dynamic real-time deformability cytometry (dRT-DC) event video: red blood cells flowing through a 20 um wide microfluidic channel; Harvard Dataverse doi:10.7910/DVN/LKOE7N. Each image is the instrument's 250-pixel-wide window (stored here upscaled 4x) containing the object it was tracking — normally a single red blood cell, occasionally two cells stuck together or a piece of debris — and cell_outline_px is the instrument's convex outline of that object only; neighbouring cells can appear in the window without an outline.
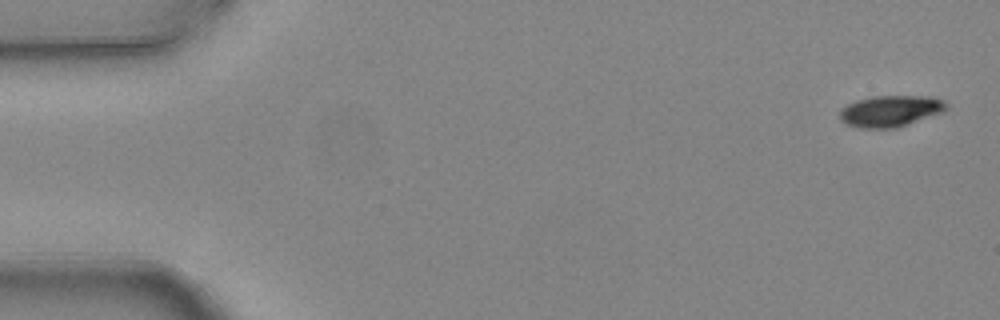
{"species": "common noctule bat (a hibernating species)", "species_latin": "Nyctalus noctula", "temperature_condition": "warm", "stored_images_in_passage": 5, "camera_frame_rate_fps": 3000, "um_per_image_px": 0.085, "animal": {"sex": "female", "body_mass_g": 24.6, "forearm_length_mm": 56.2}, "frame": {"image": 1, "passage_image": 1, "time_ms": 0.0, "image_size_px": [1000, 320], "cell_outline_px": [[948, 108], [944, 112], [896, 128], [856, 128], [844, 124], [840, 120], [840, 108], [856, 100], [872, 96], [928, 96], [944, 100], [948, 104]], "centroid_in_image_um": [75.68, 9.44], "position_along_channel_um": 9.3, "area_um2": 19.77}}
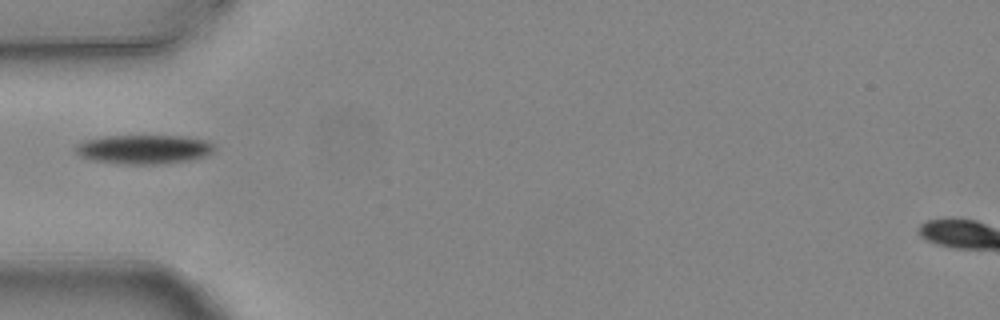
{"frame": {"image": 2, "passage_image": 5, "time_ms": 1.333, "image_size_px": [1000, 320], "cell_outline_px": [[216, 152], [208, 156], [188, 160], [156, 164], [120, 164], [92, 160], [80, 156], [72, 148], [76, 144], [84, 140], [104, 136], [184, 136], [208, 140], [216, 144]], "centroid_in_image_um": [12.27, 12.68], "position_along_channel_um": 72.7, "area_um2": 23.99}}